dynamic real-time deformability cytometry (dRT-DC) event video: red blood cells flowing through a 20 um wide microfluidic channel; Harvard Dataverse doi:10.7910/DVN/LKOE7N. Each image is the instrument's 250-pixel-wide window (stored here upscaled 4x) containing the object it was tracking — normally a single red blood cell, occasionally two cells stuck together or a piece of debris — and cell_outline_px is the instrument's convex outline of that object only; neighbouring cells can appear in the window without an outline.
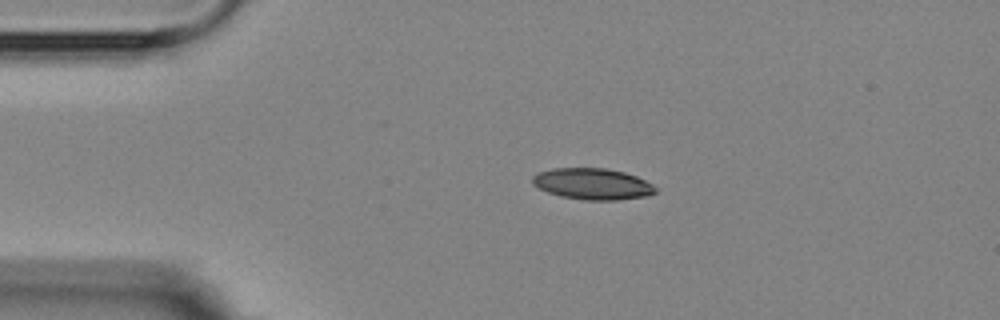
{"species": "Egyptian fruit bat (a non-hibernating species)", "species_latin": "Rousettus aegyptiacus", "temperature_condition": "room temperature", "stored_images_in_passage": 4, "camera_frame_rate_fps": 3000, "um_per_image_px": 0.085, "animal": {"sex": "female"}, "frame": {"image": 1, "passage_image": 3, "time_ms": 2.333, "image_size_px": [1000, 320], "cell_outline_px": [[656, 192], [648, 196], [616, 200], [584, 200], [560, 196], [548, 192], [532, 184], [532, 176], [540, 172], [552, 168], [604, 168], [624, 172], [636, 176], [652, 184], [656, 188]], "centroid_in_image_um": [50.37, 15.63], "position_along_channel_um": 34.6, "area_um2": 22.37}}